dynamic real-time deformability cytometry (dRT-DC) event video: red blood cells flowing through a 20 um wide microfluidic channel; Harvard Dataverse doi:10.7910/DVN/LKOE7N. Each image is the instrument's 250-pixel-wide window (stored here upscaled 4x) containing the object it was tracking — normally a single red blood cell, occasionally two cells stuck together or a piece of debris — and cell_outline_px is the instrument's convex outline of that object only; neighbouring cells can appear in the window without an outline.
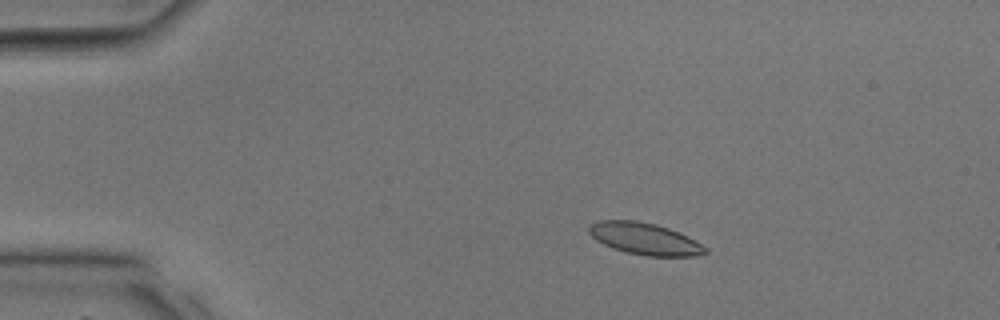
{"species": "common noctule bat (a hibernating species)", "species_latin": "Nyctalus noctula", "temperature_condition": "room temperature", "stored_images_in_passage": 12, "camera_frame_rate_fps": 3000, "um_per_image_px": 0.085, "animal": {"sex": "male", "body_mass_g": 17.9, "forearm_length_mm": 54.2}, "frame": {"image": 1, "passage_image": 7, "time_ms": 2.0, "image_size_px": [1000, 320], "cell_outline_px": [[708, 252], [696, 256], [648, 256], [628, 252], [612, 248], [596, 240], [588, 232], [588, 228], [592, 224], [600, 220], [636, 220], [656, 224], [668, 228], [708, 248]], "centroid_in_image_um": [54.77, 20.29], "position_along_channel_um": 30.2, "area_um2": 21.21}}